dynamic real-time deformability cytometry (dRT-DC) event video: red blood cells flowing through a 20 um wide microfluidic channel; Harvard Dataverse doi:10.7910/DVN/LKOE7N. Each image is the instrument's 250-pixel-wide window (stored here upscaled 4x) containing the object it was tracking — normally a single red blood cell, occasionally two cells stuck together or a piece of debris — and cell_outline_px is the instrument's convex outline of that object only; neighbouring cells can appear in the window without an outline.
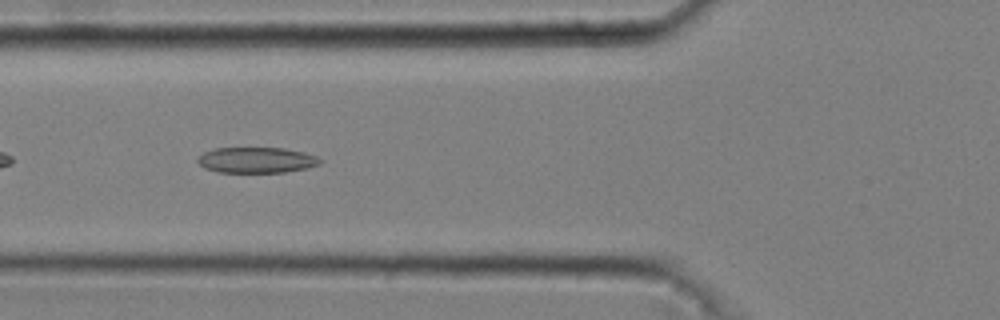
{"species": "common noctule bat (a hibernating species)", "species_latin": "Nyctalus noctula", "temperature_condition": "cold", "stored_images_in_passage": 38, "camera_frame_rate_fps": 3000, "um_per_image_px": 0.085, "animal": {"sex": "male", "body_mass_g": 20.4}, "frame": {"image": 1, "passage_image": 6, "time_ms": 1.667, "image_size_px": [1000, 320], "cell_outline_px": [[324, 160], [320, 164], [308, 168], [284, 172], [220, 172], [204, 168], [196, 160], [204, 152], [216, 148], [284, 148], [304, 152], [316, 156]], "centroid_in_image_um": [21.84, 13.6], "position_along_channel_um": 104.0, "area_um2": 18.32}}
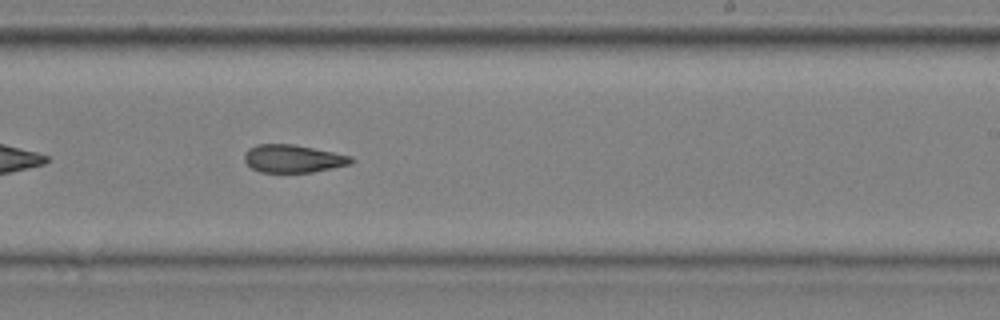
{"frame": {"image": 2, "passage_image": 19, "time_ms": 6.0, "image_size_px": [1000, 320], "cell_outline_px": [[356, 160], [352, 164], [312, 172], [260, 172], [252, 168], [244, 160], [244, 156], [248, 148], [256, 144], [292, 144], [352, 156]], "centroid_in_image_um": [24.92, 13.48], "position_along_channel_um": 264.1, "area_um2": 17.28}}
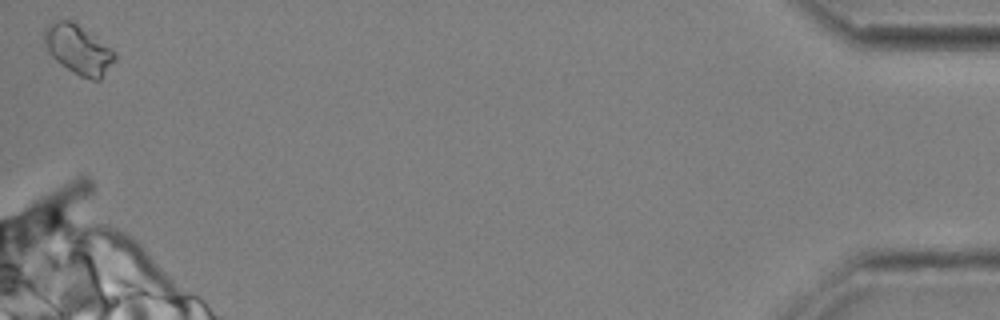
{"frame": {"image": 3, "passage_image": 38, "time_ms": 12.333, "image_size_px": [1000, 320], "cell_outline_px": [[116, 60], [104, 76], [100, 80], [92, 80], [80, 76], [60, 64], [44, 48], [44, 28], [48, 24], [56, 20], [68, 20], [76, 24], [116, 52]], "centroid_in_image_um": [6.64, 4.24], "position_along_channel_um": 428.6, "area_um2": 20.11}, "authors_computed_cell_mechanics": {"area_um2": 17.8602, "velocity_mm_per_s": 3.697, "shape_relaxation_time_tau1_ms": 6.203, "shape_relaxation_time_tau2_ms": 2.2759, "deformation_change_tau1": 0.122, "deformation_change_tau2": 0.1021}}